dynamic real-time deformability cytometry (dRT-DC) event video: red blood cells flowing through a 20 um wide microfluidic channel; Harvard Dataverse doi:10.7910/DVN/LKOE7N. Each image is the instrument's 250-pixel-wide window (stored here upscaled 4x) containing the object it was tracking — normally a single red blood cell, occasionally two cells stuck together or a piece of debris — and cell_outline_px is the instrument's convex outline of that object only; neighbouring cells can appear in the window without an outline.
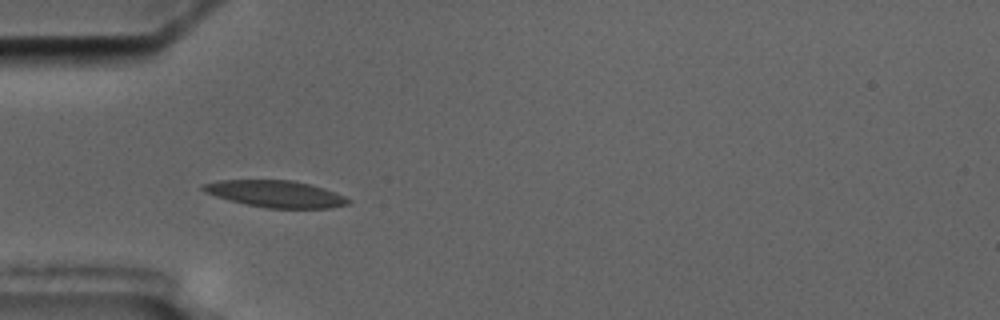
{"species": "common noctule bat (a hibernating species)", "species_latin": "Nyctalus noctula", "temperature_condition": "cold", "stored_images_in_passage": 4, "camera_frame_rate_fps": 3000, "um_per_image_px": 0.085, "animal": {"sex": "male", "body_mass_g": 17.5, "forearm_length_mm": 52.3}, "frame": {"image": 1, "passage_image": 2, "time_ms": 2.0, "image_size_px": [1000, 320], "cell_outline_px": [[352, 200], [348, 204], [332, 208], [264, 208], [228, 200], [204, 192], [200, 188], [200, 184], [220, 180], [292, 180], [324, 188], [344, 196]], "centroid_in_image_um": [23.4, 16.48], "position_along_channel_um": 61.6, "area_um2": 22.72}}